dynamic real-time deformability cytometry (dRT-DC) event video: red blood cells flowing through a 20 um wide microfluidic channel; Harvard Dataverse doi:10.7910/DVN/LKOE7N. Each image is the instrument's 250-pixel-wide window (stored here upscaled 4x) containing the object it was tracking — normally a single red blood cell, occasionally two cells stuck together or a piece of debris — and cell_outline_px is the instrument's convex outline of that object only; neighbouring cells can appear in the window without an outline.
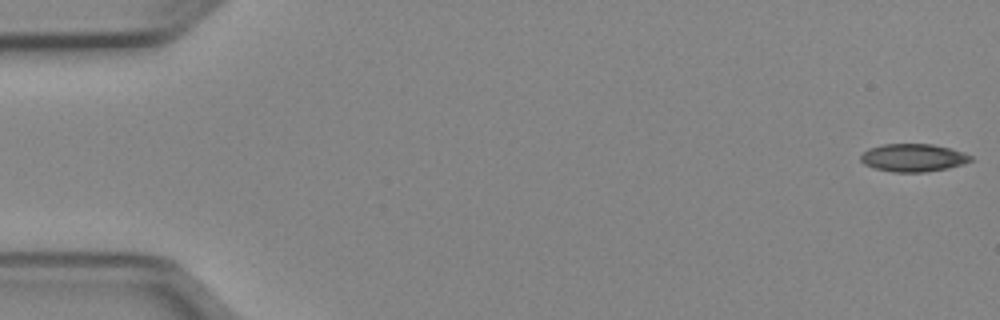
{"species": "Egyptian fruit bat (a non-hibernating species)", "species_latin": "Rousettus aegyptiacus", "temperature_condition": "cold", "stored_images_in_passage": 51, "camera_frame_rate_fps": 3000, "um_per_image_px": 0.085, "animal": {"sex": "female"}, "frame": {"image": 1, "passage_image": 1, "time_ms": 0.0, "image_size_px": [1000, 320], "cell_outline_px": [[972, 160], [964, 164], [948, 168], [924, 172], [892, 172], [876, 168], [864, 164], [860, 160], [860, 156], [868, 148], [884, 144], [932, 144], [952, 148], [964, 152], [972, 156]], "centroid_in_image_um": [77.64, 13.4], "position_along_channel_um": 7.4, "area_um2": 17.92}}
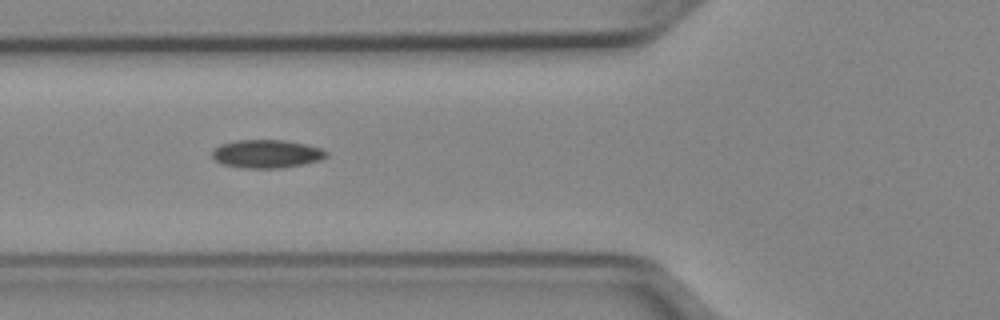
{"frame": {"image": 2, "passage_image": 19, "time_ms": 6.0, "image_size_px": [1000, 320], "cell_outline_px": [[328, 156], [320, 160], [304, 164], [280, 168], [240, 168], [220, 164], [212, 156], [212, 152], [220, 144], [236, 140], [284, 140], [304, 144], [320, 148], [328, 152]], "centroid_in_image_um": [22.65, 13.08], "position_along_channel_um": 103.1, "area_um2": 18.84}}
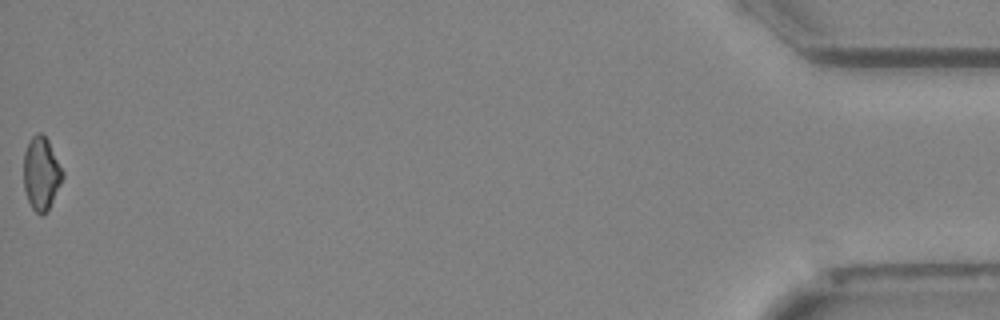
{"frame": {"image": 3, "passage_image": 51, "time_ms": 16.667, "image_size_px": [1000, 320], "cell_outline_px": [[64, 176], [48, 208], [40, 216], [32, 208], [28, 200], [24, 188], [24, 152], [32, 136], [36, 132], [40, 132], [48, 140], [64, 172]], "centroid_in_image_um": [3.5, 14.72], "position_along_channel_um": 431.7, "area_um2": 16.3}, "authors_computed_cell_mechanics": {"area_um2": 17.8602, "velocity_mm_per_s": 3.9989, "shape_relaxation_time_tau1_ms": null, "shape_relaxation_time_tau2_ms": 8.0335, "deformation_change_tau1": null, "deformation_change_tau2": 0.1336}}